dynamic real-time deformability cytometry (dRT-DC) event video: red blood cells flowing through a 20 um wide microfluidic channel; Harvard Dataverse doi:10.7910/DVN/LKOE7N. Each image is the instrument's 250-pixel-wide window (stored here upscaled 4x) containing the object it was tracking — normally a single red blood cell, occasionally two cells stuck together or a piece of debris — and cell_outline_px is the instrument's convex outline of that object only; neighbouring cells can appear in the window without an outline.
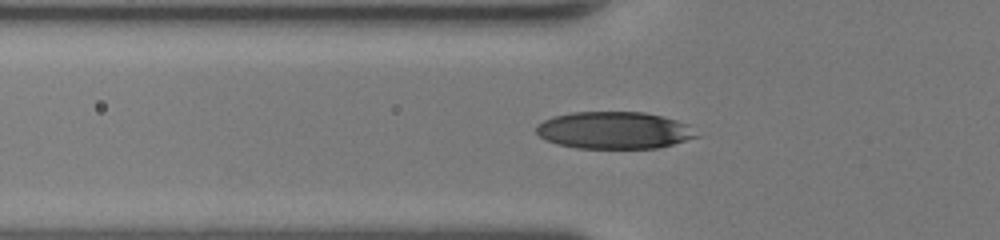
{"species": "human", "species_latin": "Homo sapiens", "temperature_condition": "room temperature", "stored_images_in_passage": 46, "camera_frame_rate_fps": 3000, "um_per_image_px": 0.085, "donor": {"sex": "female"}, "frame": {"image": 1, "passage_image": 16, "time_ms": 5.0, "image_size_px": [1000, 240], "cell_outline_px": [[700, 136], [672, 144], [656, 148], [576, 148], [556, 144], [544, 140], [536, 132], [536, 124], [552, 116], [572, 112], [644, 112], [676, 120], [688, 124]], "centroid_in_image_um": [52.16, 11.07], "position_along_channel_um": 73.6, "area_um2": 34.74}}
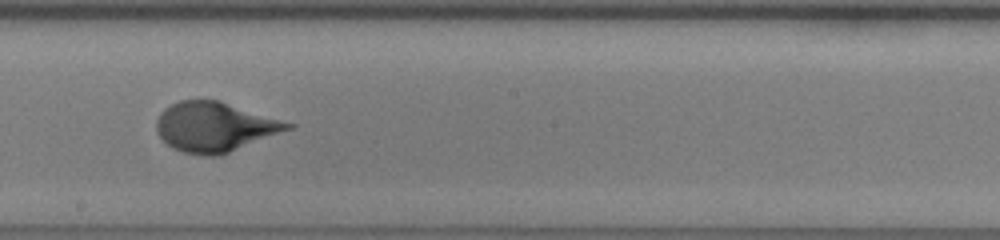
{"frame": {"image": 2, "passage_image": 27, "time_ms": 8.667, "image_size_px": [1000, 240], "cell_outline_px": [[296, 128], [220, 156], [208, 156], [184, 152], [172, 148], [156, 132], [156, 120], [160, 112], [164, 108], [180, 100], [220, 100], [296, 124]], "centroid_in_image_um": [18.31, 10.79], "position_along_channel_um": 229.9, "area_um2": 38.44}}
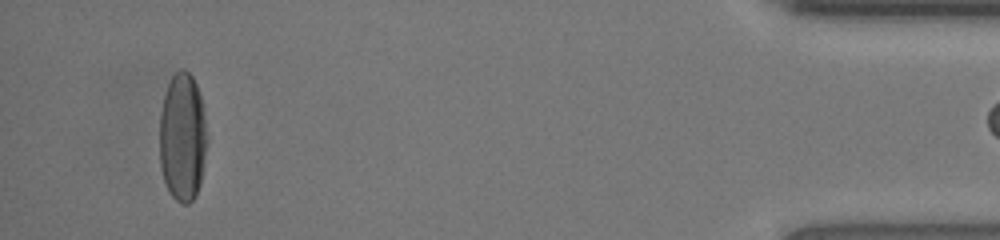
{"frame": {"image": 3, "passage_image": 45, "time_ms": 14.667, "image_size_px": [1000, 240], "cell_outline_px": [[208, 144], [200, 184], [196, 196], [188, 204], [180, 204], [168, 192], [160, 168], [160, 112], [164, 92], [172, 76], [180, 68], [184, 68], [192, 76], [196, 84], [200, 96], [208, 140]], "centroid_in_image_um": [15.51, 11.69], "position_along_channel_um": 419.7, "area_um2": 36.07}}